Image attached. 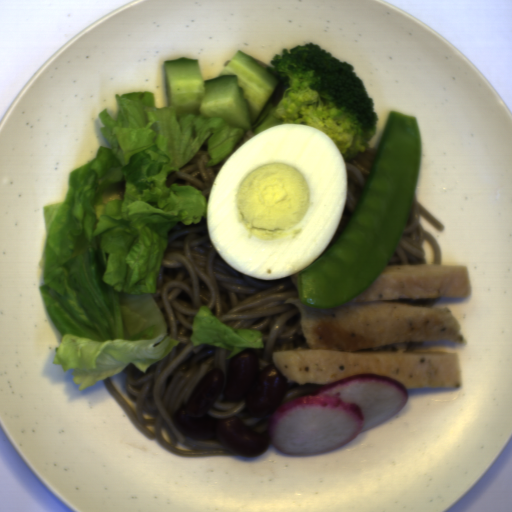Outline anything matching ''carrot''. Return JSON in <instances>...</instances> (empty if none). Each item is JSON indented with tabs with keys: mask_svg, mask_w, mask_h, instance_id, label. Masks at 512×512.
I'll use <instances>...</instances> for the list:
<instances>
[{
	"mask_svg": "<svg viewBox=\"0 0 512 512\" xmlns=\"http://www.w3.org/2000/svg\"><path fill=\"white\" fill-rule=\"evenodd\" d=\"M408 400L392 377L356 373L283 403L271 413L267 438L289 457L323 455L394 417Z\"/></svg>",
	"mask_w": 512,
	"mask_h": 512,
	"instance_id": "carrot-1",
	"label": "carrot"
}]
</instances>
